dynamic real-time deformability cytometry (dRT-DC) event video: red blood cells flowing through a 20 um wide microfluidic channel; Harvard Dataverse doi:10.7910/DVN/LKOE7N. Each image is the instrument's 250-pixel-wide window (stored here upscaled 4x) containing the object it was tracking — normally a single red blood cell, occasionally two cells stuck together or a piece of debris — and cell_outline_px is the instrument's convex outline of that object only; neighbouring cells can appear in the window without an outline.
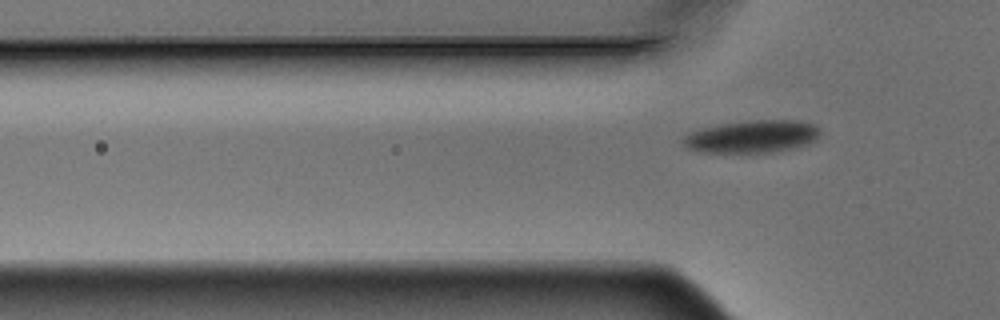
{"species": "Egyptian fruit bat (a non-hibernating species)", "species_latin": "Rousettus aegyptiacus", "temperature_condition": "warm", "stored_images_in_passage": 3, "camera_frame_rate_fps": 3000, "um_per_image_px": 0.085, "animal": {"sex": "male"}, "frame": {"image": 1, "passage_image": 3, "time_ms": 0.667, "image_size_px": [1000, 320], "cell_outline_px": [[820, 136], [816, 140], [808, 144], [796, 148], [776, 152], [704, 152], [688, 148], [680, 140], [688, 132], [700, 128], [748, 120], [792, 120], [816, 124], [820, 128]], "centroid_in_image_um": [63.97, 11.6], "position_along_channel_um": 61.8, "area_um2": 26.18}}